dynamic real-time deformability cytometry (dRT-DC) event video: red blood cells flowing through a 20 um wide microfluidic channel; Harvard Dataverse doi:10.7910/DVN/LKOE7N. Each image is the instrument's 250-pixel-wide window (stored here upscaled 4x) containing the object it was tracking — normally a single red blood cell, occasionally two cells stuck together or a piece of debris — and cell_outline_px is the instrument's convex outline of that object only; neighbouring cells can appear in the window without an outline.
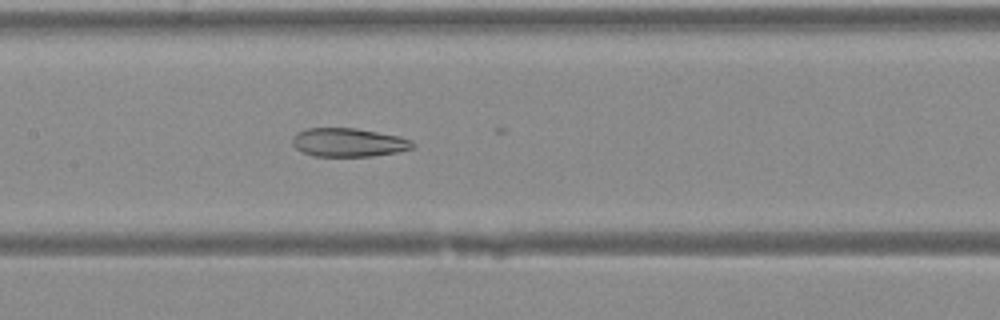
{"species": "Egyptian fruit bat (a non-hibernating species)", "species_latin": "Rousettus aegyptiacus", "temperature_condition": "warm", "stored_images_in_passage": 34, "camera_frame_rate_fps": 3000, "um_per_image_px": 0.085, "animal": {"sex": "female"}, "frame": {"image": 1, "passage_image": 13, "time_ms": 4.0, "image_size_px": [1000, 320], "cell_outline_px": [[416, 144], [412, 148], [400, 152], [372, 156], [316, 156], [304, 152], [296, 148], [292, 144], [292, 136], [296, 132], [308, 128], [356, 128], [400, 136], [412, 140]], "centroid_in_image_um": [29.65, 12.1], "position_along_channel_um": 177.8, "area_um2": 20.17}}
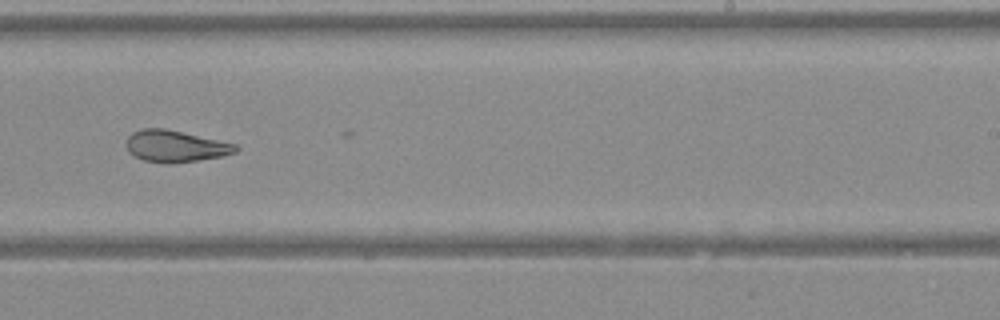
{"frame": {"image": 2, "passage_image": 19, "time_ms": 6.0, "image_size_px": [1000, 320], "cell_outline_px": [[240, 148], [236, 152], [220, 156], [172, 164], [168, 164], [144, 160], [128, 152], [124, 144], [128, 136], [132, 132], [140, 128], [164, 128], [236, 144]], "centroid_in_image_um": [14.85, 12.42], "position_along_channel_um": 274.1, "area_um2": 20.17}}
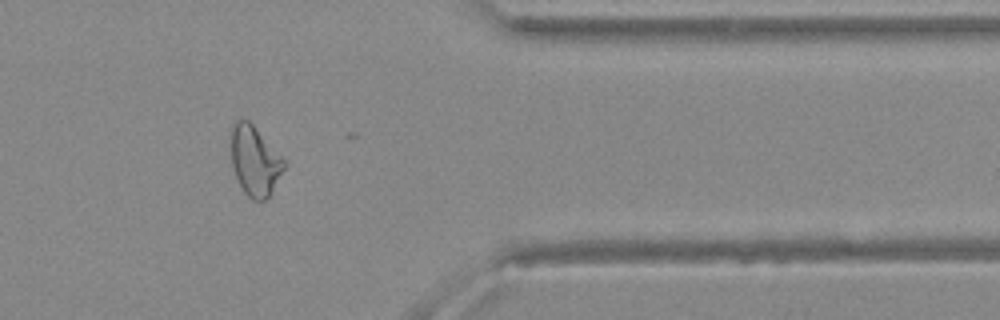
{"frame": {"image": 3, "passage_image": 27, "time_ms": 8.667, "image_size_px": [1000, 320], "cell_outline_px": [[284, 168], [268, 196], [264, 200], [252, 200], [244, 192], [236, 176], [232, 164], [228, 140], [228, 132], [236, 120], [248, 120], [252, 124], [284, 160]], "centroid_in_image_um": [21.57, 13.62], "position_along_channel_um": 389.8, "area_um2": 21.33}}